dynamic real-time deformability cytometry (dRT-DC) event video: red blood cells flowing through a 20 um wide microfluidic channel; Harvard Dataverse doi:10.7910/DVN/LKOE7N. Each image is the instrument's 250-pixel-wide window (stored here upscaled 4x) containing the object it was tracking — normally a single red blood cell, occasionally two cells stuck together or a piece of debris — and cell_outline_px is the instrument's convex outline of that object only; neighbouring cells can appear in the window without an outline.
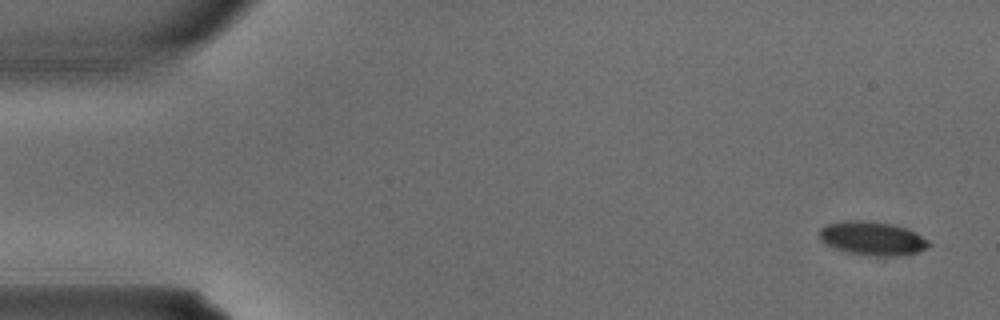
{"species": "common noctule bat (a hibernating species)", "species_latin": "Nyctalus noctula", "temperature_condition": "warm", "stored_images_in_passage": 3, "camera_frame_rate_fps": 3000, "um_per_image_px": 0.085, "animal": {"sex": "male", "body_mass_g": 15.6}, "frame": {"image": 1, "passage_image": 1, "time_ms": 0.0, "image_size_px": [1000, 320], "cell_outline_px": [[932, 244], [928, 248], [916, 252], [884, 260], [848, 252], [824, 244], [820, 240], [820, 228], [828, 224], [840, 220], [864, 220], [892, 224], [916, 232], [928, 240]], "centroid_in_image_um": [74.17, 20.3], "position_along_channel_um": 10.8, "area_um2": 22.2}}
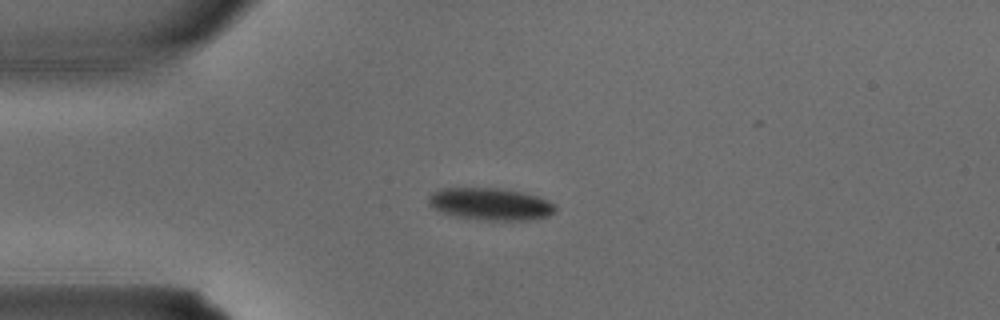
{"frame": {"image": 2, "passage_image": 3, "time_ms": 0.667, "image_size_px": [1000, 320], "cell_outline_px": [[556, 212], [548, 216], [532, 220], [488, 220], [456, 216], [440, 212], [428, 204], [428, 196], [432, 192], [440, 188], [500, 188], [520, 192], [536, 196], [548, 200], [556, 208]], "centroid_in_image_um": [41.67, 17.34], "position_along_channel_um": 43.3, "area_um2": 23.76}}